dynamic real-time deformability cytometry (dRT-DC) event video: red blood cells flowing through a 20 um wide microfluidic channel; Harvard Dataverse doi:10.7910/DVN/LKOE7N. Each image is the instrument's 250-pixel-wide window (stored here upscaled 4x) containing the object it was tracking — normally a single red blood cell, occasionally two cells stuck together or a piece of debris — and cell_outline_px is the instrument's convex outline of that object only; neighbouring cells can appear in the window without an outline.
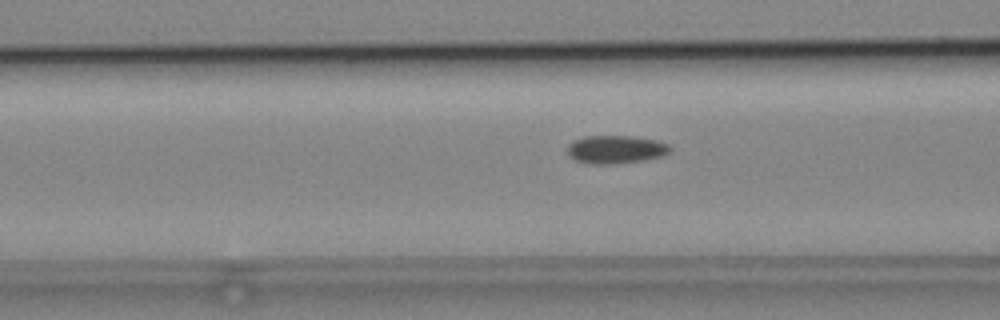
{"species": "common noctule bat (a hibernating species)", "species_latin": "Nyctalus noctula", "temperature_condition": "cold", "stored_images_in_passage": 41, "camera_frame_rate_fps": 3000, "um_per_image_px": 0.085, "animal": {"sex": "male", "body_mass_g": 19.2, "forearm_length_mm": 51.8}, "frame": {"image": 1, "passage_image": 12, "time_ms": 3.667, "image_size_px": [1000, 320], "cell_outline_px": [[672, 152], [664, 156], [644, 160], [616, 164], [588, 164], [576, 160], [568, 152], [568, 144], [584, 136], [632, 136], [656, 140], [668, 144], [672, 148]], "centroid_in_image_um": [52.4, 12.71], "position_along_channel_um": 114.2, "area_um2": 16.94}}
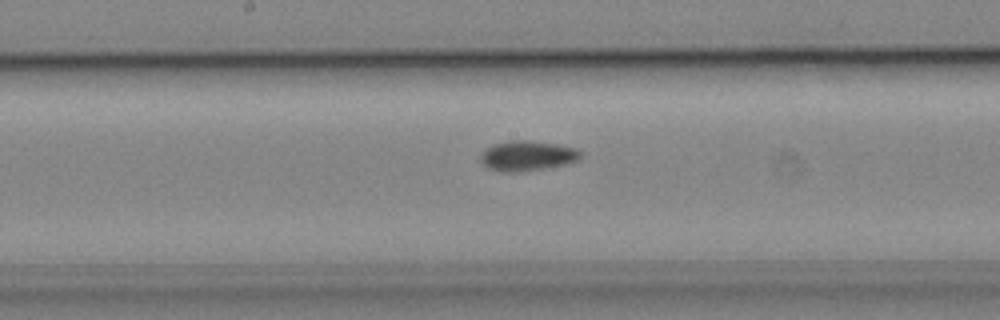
{"frame": {"image": 2, "passage_image": 19, "time_ms": 6.0, "image_size_px": [1000, 320], "cell_outline_px": [[584, 152], [576, 160], [568, 164], [544, 168], [516, 172], [500, 172], [488, 168], [480, 160], [480, 156], [492, 144], [512, 140], [532, 140], [556, 144], [576, 148]], "centroid_in_image_um": [44.84, 13.24], "position_along_channel_um": 203.4, "area_um2": 17.51}}
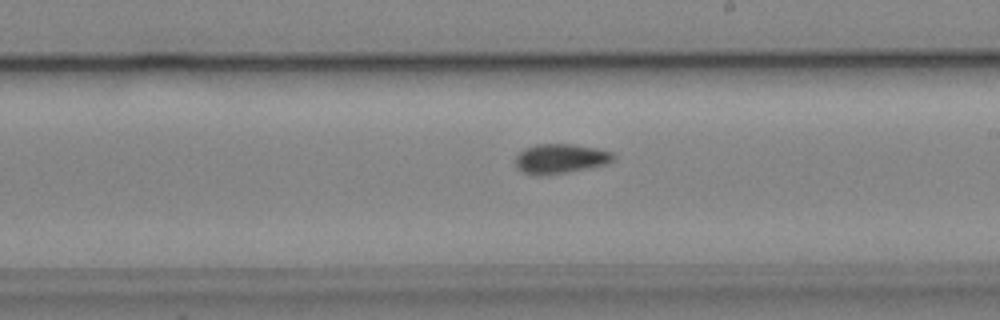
{"frame": {"image": 3, "passage_image": 22, "time_ms": 7.0, "image_size_px": [1000, 320], "cell_outline_px": [[616, 156], [612, 160], [604, 164], [592, 168], [568, 172], [540, 176], [536, 176], [524, 172], [516, 168], [516, 156], [524, 148], [536, 144], [572, 144], [596, 148], [612, 152]], "centroid_in_image_um": [47.62, 13.49], "position_along_channel_um": 241.4, "area_um2": 16.99}, "authors_computed_cell_mechanics": {"area_um2": 16.5308, "velocity_mm_per_s": 3.808, "shape_relaxation_time_tau1_ms": null, "shape_relaxation_time_tau2_ms": 4.5978, "deformation_change_tau1": null, "deformation_change_tau2": 0.0799}}